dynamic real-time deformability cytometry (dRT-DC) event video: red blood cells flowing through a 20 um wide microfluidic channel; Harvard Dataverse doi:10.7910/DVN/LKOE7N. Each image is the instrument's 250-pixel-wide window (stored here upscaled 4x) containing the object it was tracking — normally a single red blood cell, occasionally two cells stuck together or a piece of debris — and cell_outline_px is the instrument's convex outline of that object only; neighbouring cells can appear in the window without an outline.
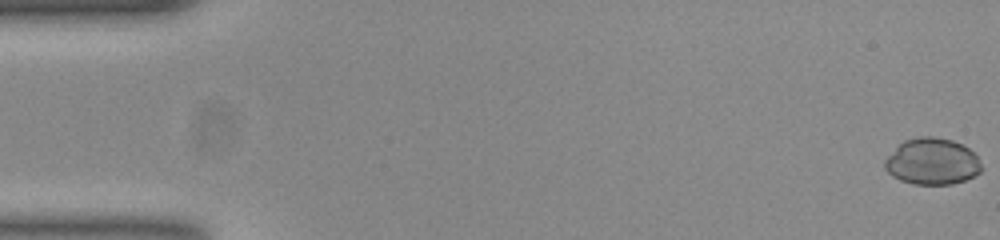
{"species": "common noctule bat (a hibernating species)", "species_latin": "Nyctalus noctula", "temperature_condition": "room temperature", "stored_images_in_passage": 8, "camera_frame_rate_fps": 3000, "um_per_image_px": 0.085, "animal": {"sex": "female", "body_mass_g": 23.0, "forearm_length_mm": 53.4}, "frame": {"image": 1, "passage_image": 1, "time_ms": 0.0, "image_size_px": [1000, 240], "cell_outline_px": [[980, 172], [964, 180], [952, 184], [912, 184], [900, 180], [892, 176], [884, 168], [884, 160], [904, 140], [920, 136], [932, 136], [952, 140], [968, 148], [976, 156], [980, 164]], "centroid_in_image_um": [79.19, 13.73], "position_along_channel_um": 5.8, "area_um2": 25.89}}